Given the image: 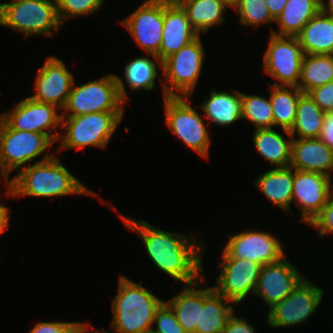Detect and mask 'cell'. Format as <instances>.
<instances>
[{
    "label": "cell",
    "mask_w": 333,
    "mask_h": 333,
    "mask_svg": "<svg viewBox=\"0 0 333 333\" xmlns=\"http://www.w3.org/2000/svg\"><path fill=\"white\" fill-rule=\"evenodd\" d=\"M122 216V217H121ZM126 228L141 236L145 250L154 266L174 280L185 285L203 279V244L195 237L155 228L149 222L139 221L119 213ZM199 242V243H198Z\"/></svg>",
    "instance_id": "obj_1"
},
{
    "label": "cell",
    "mask_w": 333,
    "mask_h": 333,
    "mask_svg": "<svg viewBox=\"0 0 333 333\" xmlns=\"http://www.w3.org/2000/svg\"><path fill=\"white\" fill-rule=\"evenodd\" d=\"M54 154L46 152L41 160L26 166L9 179L7 197L59 198L69 194L99 197L73 176Z\"/></svg>",
    "instance_id": "obj_2"
},
{
    "label": "cell",
    "mask_w": 333,
    "mask_h": 333,
    "mask_svg": "<svg viewBox=\"0 0 333 333\" xmlns=\"http://www.w3.org/2000/svg\"><path fill=\"white\" fill-rule=\"evenodd\" d=\"M163 302L140 283L120 275L117 293L112 299L110 326L117 333H143L150 330L156 310Z\"/></svg>",
    "instance_id": "obj_3"
},
{
    "label": "cell",
    "mask_w": 333,
    "mask_h": 333,
    "mask_svg": "<svg viewBox=\"0 0 333 333\" xmlns=\"http://www.w3.org/2000/svg\"><path fill=\"white\" fill-rule=\"evenodd\" d=\"M127 99L128 95L123 80L118 75L107 74L98 80L76 87L73 84L61 116L124 111Z\"/></svg>",
    "instance_id": "obj_4"
},
{
    "label": "cell",
    "mask_w": 333,
    "mask_h": 333,
    "mask_svg": "<svg viewBox=\"0 0 333 333\" xmlns=\"http://www.w3.org/2000/svg\"><path fill=\"white\" fill-rule=\"evenodd\" d=\"M124 111H105L83 114L80 116H62L61 131L58 141L59 151L85 149L94 146L106 148L112 135L122 123Z\"/></svg>",
    "instance_id": "obj_5"
},
{
    "label": "cell",
    "mask_w": 333,
    "mask_h": 333,
    "mask_svg": "<svg viewBox=\"0 0 333 333\" xmlns=\"http://www.w3.org/2000/svg\"><path fill=\"white\" fill-rule=\"evenodd\" d=\"M1 25L18 31L24 39L32 35L52 37L62 26L56 0H11L0 3Z\"/></svg>",
    "instance_id": "obj_6"
},
{
    "label": "cell",
    "mask_w": 333,
    "mask_h": 333,
    "mask_svg": "<svg viewBox=\"0 0 333 333\" xmlns=\"http://www.w3.org/2000/svg\"><path fill=\"white\" fill-rule=\"evenodd\" d=\"M200 35L162 61V72L169 83L162 82L163 97L185 96L194 93L205 60V49ZM179 93V94H178Z\"/></svg>",
    "instance_id": "obj_7"
},
{
    "label": "cell",
    "mask_w": 333,
    "mask_h": 333,
    "mask_svg": "<svg viewBox=\"0 0 333 333\" xmlns=\"http://www.w3.org/2000/svg\"><path fill=\"white\" fill-rule=\"evenodd\" d=\"M55 144L47 135L12 129L0 117V171L9 181L14 170L18 172L43 156Z\"/></svg>",
    "instance_id": "obj_8"
},
{
    "label": "cell",
    "mask_w": 333,
    "mask_h": 333,
    "mask_svg": "<svg viewBox=\"0 0 333 333\" xmlns=\"http://www.w3.org/2000/svg\"><path fill=\"white\" fill-rule=\"evenodd\" d=\"M191 97L166 96L164 100L165 123L173 135L184 144L208 159L210 136L203 122V115L194 110L190 104Z\"/></svg>",
    "instance_id": "obj_9"
},
{
    "label": "cell",
    "mask_w": 333,
    "mask_h": 333,
    "mask_svg": "<svg viewBox=\"0 0 333 333\" xmlns=\"http://www.w3.org/2000/svg\"><path fill=\"white\" fill-rule=\"evenodd\" d=\"M269 37L267 50L263 54V68L265 73L276 79L271 85L298 87L305 54L297 37L272 33Z\"/></svg>",
    "instance_id": "obj_10"
},
{
    "label": "cell",
    "mask_w": 333,
    "mask_h": 333,
    "mask_svg": "<svg viewBox=\"0 0 333 333\" xmlns=\"http://www.w3.org/2000/svg\"><path fill=\"white\" fill-rule=\"evenodd\" d=\"M53 104L34 101L30 97L18 104L0 117L14 130L36 132L47 135L54 143L58 142L61 132L62 116Z\"/></svg>",
    "instance_id": "obj_11"
},
{
    "label": "cell",
    "mask_w": 333,
    "mask_h": 333,
    "mask_svg": "<svg viewBox=\"0 0 333 333\" xmlns=\"http://www.w3.org/2000/svg\"><path fill=\"white\" fill-rule=\"evenodd\" d=\"M324 290L304 278L282 302L268 310L266 323L270 327H288L307 322V319L321 305Z\"/></svg>",
    "instance_id": "obj_12"
},
{
    "label": "cell",
    "mask_w": 333,
    "mask_h": 333,
    "mask_svg": "<svg viewBox=\"0 0 333 333\" xmlns=\"http://www.w3.org/2000/svg\"><path fill=\"white\" fill-rule=\"evenodd\" d=\"M220 272L214 289L234 304L255 293L262 265L247 259L231 258L222 251Z\"/></svg>",
    "instance_id": "obj_13"
},
{
    "label": "cell",
    "mask_w": 333,
    "mask_h": 333,
    "mask_svg": "<svg viewBox=\"0 0 333 333\" xmlns=\"http://www.w3.org/2000/svg\"><path fill=\"white\" fill-rule=\"evenodd\" d=\"M121 24L143 51L159 58L163 33V0H145Z\"/></svg>",
    "instance_id": "obj_14"
},
{
    "label": "cell",
    "mask_w": 333,
    "mask_h": 333,
    "mask_svg": "<svg viewBox=\"0 0 333 333\" xmlns=\"http://www.w3.org/2000/svg\"><path fill=\"white\" fill-rule=\"evenodd\" d=\"M276 237L263 231H243L230 236L223 250L231 258L247 259L264 266L286 256L282 241Z\"/></svg>",
    "instance_id": "obj_15"
},
{
    "label": "cell",
    "mask_w": 333,
    "mask_h": 333,
    "mask_svg": "<svg viewBox=\"0 0 333 333\" xmlns=\"http://www.w3.org/2000/svg\"><path fill=\"white\" fill-rule=\"evenodd\" d=\"M330 178L322 173L294 169L292 202L299 207L302 222L310 225L321 213L333 189Z\"/></svg>",
    "instance_id": "obj_16"
},
{
    "label": "cell",
    "mask_w": 333,
    "mask_h": 333,
    "mask_svg": "<svg viewBox=\"0 0 333 333\" xmlns=\"http://www.w3.org/2000/svg\"><path fill=\"white\" fill-rule=\"evenodd\" d=\"M35 80V94L29 97L63 109L74 84V76L64 62L58 57L47 56Z\"/></svg>",
    "instance_id": "obj_17"
},
{
    "label": "cell",
    "mask_w": 333,
    "mask_h": 333,
    "mask_svg": "<svg viewBox=\"0 0 333 333\" xmlns=\"http://www.w3.org/2000/svg\"><path fill=\"white\" fill-rule=\"evenodd\" d=\"M286 257L287 255L278 262L262 266L260 271L254 294L262 298L269 309L289 296L305 278Z\"/></svg>",
    "instance_id": "obj_18"
},
{
    "label": "cell",
    "mask_w": 333,
    "mask_h": 333,
    "mask_svg": "<svg viewBox=\"0 0 333 333\" xmlns=\"http://www.w3.org/2000/svg\"><path fill=\"white\" fill-rule=\"evenodd\" d=\"M200 34L191 26L186 12L180 5L163 0V33L159 59L163 61Z\"/></svg>",
    "instance_id": "obj_19"
},
{
    "label": "cell",
    "mask_w": 333,
    "mask_h": 333,
    "mask_svg": "<svg viewBox=\"0 0 333 333\" xmlns=\"http://www.w3.org/2000/svg\"><path fill=\"white\" fill-rule=\"evenodd\" d=\"M290 167L306 172H318L331 176L333 150L319 138H293Z\"/></svg>",
    "instance_id": "obj_20"
},
{
    "label": "cell",
    "mask_w": 333,
    "mask_h": 333,
    "mask_svg": "<svg viewBox=\"0 0 333 333\" xmlns=\"http://www.w3.org/2000/svg\"><path fill=\"white\" fill-rule=\"evenodd\" d=\"M293 181L292 167L271 168L258 176L255 184L271 203L287 214L292 211Z\"/></svg>",
    "instance_id": "obj_21"
},
{
    "label": "cell",
    "mask_w": 333,
    "mask_h": 333,
    "mask_svg": "<svg viewBox=\"0 0 333 333\" xmlns=\"http://www.w3.org/2000/svg\"><path fill=\"white\" fill-rule=\"evenodd\" d=\"M233 93L226 91L211 90L209 98L200 104V108L204 111L202 114L218 126H230L238 120L242 119V92L232 90Z\"/></svg>",
    "instance_id": "obj_22"
},
{
    "label": "cell",
    "mask_w": 333,
    "mask_h": 333,
    "mask_svg": "<svg viewBox=\"0 0 333 333\" xmlns=\"http://www.w3.org/2000/svg\"><path fill=\"white\" fill-rule=\"evenodd\" d=\"M286 138L273 128L254 129L253 142L258 153L273 168L290 167L292 135L283 129Z\"/></svg>",
    "instance_id": "obj_23"
},
{
    "label": "cell",
    "mask_w": 333,
    "mask_h": 333,
    "mask_svg": "<svg viewBox=\"0 0 333 333\" xmlns=\"http://www.w3.org/2000/svg\"><path fill=\"white\" fill-rule=\"evenodd\" d=\"M296 37L304 54L333 55V15L319 12Z\"/></svg>",
    "instance_id": "obj_24"
},
{
    "label": "cell",
    "mask_w": 333,
    "mask_h": 333,
    "mask_svg": "<svg viewBox=\"0 0 333 333\" xmlns=\"http://www.w3.org/2000/svg\"><path fill=\"white\" fill-rule=\"evenodd\" d=\"M233 302L218 293L213 286L204 288V302L200 306L199 325L195 333H222L234 313Z\"/></svg>",
    "instance_id": "obj_25"
},
{
    "label": "cell",
    "mask_w": 333,
    "mask_h": 333,
    "mask_svg": "<svg viewBox=\"0 0 333 333\" xmlns=\"http://www.w3.org/2000/svg\"><path fill=\"white\" fill-rule=\"evenodd\" d=\"M185 285L183 290L171 299L165 301L174 311L177 321L186 333H195L199 325L200 306L204 302V289L199 287L201 282ZM198 288V289H197Z\"/></svg>",
    "instance_id": "obj_26"
},
{
    "label": "cell",
    "mask_w": 333,
    "mask_h": 333,
    "mask_svg": "<svg viewBox=\"0 0 333 333\" xmlns=\"http://www.w3.org/2000/svg\"><path fill=\"white\" fill-rule=\"evenodd\" d=\"M320 12V0H288L275 23L279 31L271 30L278 36H296L304 26Z\"/></svg>",
    "instance_id": "obj_27"
},
{
    "label": "cell",
    "mask_w": 333,
    "mask_h": 333,
    "mask_svg": "<svg viewBox=\"0 0 333 333\" xmlns=\"http://www.w3.org/2000/svg\"><path fill=\"white\" fill-rule=\"evenodd\" d=\"M191 26L199 33H207L213 26L225 22L228 6L222 0H187L180 4Z\"/></svg>",
    "instance_id": "obj_28"
},
{
    "label": "cell",
    "mask_w": 333,
    "mask_h": 333,
    "mask_svg": "<svg viewBox=\"0 0 333 333\" xmlns=\"http://www.w3.org/2000/svg\"><path fill=\"white\" fill-rule=\"evenodd\" d=\"M274 127L290 131L296 119L298 102L304 94L296 86L269 85Z\"/></svg>",
    "instance_id": "obj_29"
},
{
    "label": "cell",
    "mask_w": 333,
    "mask_h": 333,
    "mask_svg": "<svg viewBox=\"0 0 333 333\" xmlns=\"http://www.w3.org/2000/svg\"><path fill=\"white\" fill-rule=\"evenodd\" d=\"M333 81V55L305 54L298 88L308 94L312 89Z\"/></svg>",
    "instance_id": "obj_30"
},
{
    "label": "cell",
    "mask_w": 333,
    "mask_h": 333,
    "mask_svg": "<svg viewBox=\"0 0 333 333\" xmlns=\"http://www.w3.org/2000/svg\"><path fill=\"white\" fill-rule=\"evenodd\" d=\"M325 112L304 93L298 102L296 119L289 131L293 138H318L322 129ZM297 133V134H296Z\"/></svg>",
    "instance_id": "obj_31"
},
{
    "label": "cell",
    "mask_w": 333,
    "mask_h": 333,
    "mask_svg": "<svg viewBox=\"0 0 333 333\" xmlns=\"http://www.w3.org/2000/svg\"><path fill=\"white\" fill-rule=\"evenodd\" d=\"M154 58L156 63L149 57H137L125 65L124 79L131 88L134 90H146L151 91L155 87V80L158 77L159 65L162 69V61L154 54H149Z\"/></svg>",
    "instance_id": "obj_32"
},
{
    "label": "cell",
    "mask_w": 333,
    "mask_h": 333,
    "mask_svg": "<svg viewBox=\"0 0 333 333\" xmlns=\"http://www.w3.org/2000/svg\"><path fill=\"white\" fill-rule=\"evenodd\" d=\"M242 119L249 120L255 129L273 128L274 116L269 99L242 92Z\"/></svg>",
    "instance_id": "obj_33"
},
{
    "label": "cell",
    "mask_w": 333,
    "mask_h": 333,
    "mask_svg": "<svg viewBox=\"0 0 333 333\" xmlns=\"http://www.w3.org/2000/svg\"><path fill=\"white\" fill-rule=\"evenodd\" d=\"M232 8L238 11L242 25L256 27L275 22L265 0H238Z\"/></svg>",
    "instance_id": "obj_34"
},
{
    "label": "cell",
    "mask_w": 333,
    "mask_h": 333,
    "mask_svg": "<svg viewBox=\"0 0 333 333\" xmlns=\"http://www.w3.org/2000/svg\"><path fill=\"white\" fill-rule=\"evenodd\" d=\"M105 0H56L59 21L67 22L69 18L91 15L101 9Z\"/></svg>",
    "instance_id": "obj_35"
},
{
    "label": "cell",
    "mask_w": 333,
    "mask_h": 333,
    "mask_svg": "<svg viewBox=\"0 0 333 333\" xmlns=\"http://www.w3.org/2000/svg\"><path fill=\"white\" fill-rule=\"evenodd\" d=\"M156 333H186L177 321L172 308L164 301L156 310L154 321Z\"/></svg>",
    "instance_id": "obj_36"
},
{
    "label": "cell",
    "mask_w": 333,
    "mask_h": 333,
    "mask_svg": "<svg viewBox=\"0 0 333 333\" xmlns=\"http://www.w3.org/2000/svg\"><path fill=\"white\" fill-rule=\"evenodd\" d=\"M310 225L315 229H319L320 237H324L328 233L333 234V189L330 191L326 205L321 213Z\"/></svg>",
    "instance_id": "obj_37"
},
{
    "label": "cell",
    "mask_w": 333,
    "mask_h": 333,
    "mask_svg": "<svg viewBox=\"0 0 333 333\" xmlns=\"http://www.w3.org/2000/svg\"><path fill=\"white\" fill-rule=\"evenodd\" d=\"M308 94L324 112L333 111V81L312 89Z\"/></svg>",
    "instance_id": "obj_38"
},
{
    "label": "cell",
    "mask_w": 333,
    "mask_h": 333,
    "mask_svg": "<svg viewBox=\"0 0 333 333\" xmlns=\"http://www.w3.org/2000/svg\"><path fill=\"white\" fill-rule=\"evenodd\" d=\"M76 322H38L29 333H70Z\"/></svg>",
    "instance_id": "obj_39"
},
{
    "label": "cell",
    "mask_w": 333,
    "mask_h": 333,
    "mask_svg": "<svg viewBox=\"0 0 333 333\" xmlns=\"http://www.w3.org/2000/svg\"><path fill=\"white\" fill-rule=\"evenodd\" d=\"M232 314L226 322L222 333H256V329L243 317Z\"/></svg>",
    "instance_id": "obj_40"
},
{
    "label": "cell",
    "mask_w": 333,
    "mask_h": 333,
    "mask_svg": "<svg viewBox=\"0 0 333 333\" xmlns=\"http://www.w3.org/2000/svg\"><path fill=\"white\" fill-rule=\"evenodd\" d=\"M318 138L333 150V111L325 112L322 129Z\"/></svg>",
    "instance_id": "obj_41"
},
{
    "label": "cell",
    "mask_w": 333,
    "mask_h": 333,
    "mask_svg": "<svg viewBox=\"0 0 333 333\" xmlns=\"http://www.w3.org/2000/svg\"><path fill=\"white\" fill-rule=\"evenodd\" d=\"M271 16L276 18L281 14L288 0H265Z\"/></svg>",
    "instance_id": "obj_42"
},
{
    "label": "cell",
    "mask_w": 333,
    "mask_h": 333,
    "mask_svg": "<svg viewBox=\"0 0 333 333\" xmlns=\"http://www.w3.org/2000/svg\"><path fill=\"white\" fill-rule=\"evenodd\" d=\"M9 210H10L9 207L4 206L3 204L0 205V235H2L10 225Z\"/></svg>",
    "instance_id": "obj_43"
},
{
    "label": "cell",
    "mask_w": 333,
    "mask_h": 333,
    "mask_svg": "<svg viewBox=\"0 0 333 333\" xmlns=\"http://www.w3.org/2000/svg\"><path fill=\"white\" fill-rule=\"evenodd\" d=\"M90 325H88L87 323H81V322H76L74 324V326L72 327L70 333H113V332H106L104 329L100 330V329H95V331L93 332H89L88 330L90 329Z\"/></svg>",
    "instance_id": "obj_44"
},
{
    "label": "cell",
    "mask_w": 333,
    "mask_h": 333,
    "mask_svg": "<svg viewBox=\"0 0 333 333\" xmlns=\"http://www.w3.org/2000/svg\"><path fill=\"white\" fill-rule=\"evenodd\" d=\"M320 12L328 15H333V0H328V2L320 0Z\"/></svg>",
    "instance_id": "obj_45"
},
{
    "label": "cell",
    "mask_w": 333,
    "mask_h": 333,
    "mask_svg": "<svg viewBox=\"0 0 333 333\" xmlns=\"http://www.w3.org/2000/svg\"><path fill=\"white\" fill-rule=\"evenodd\" d=\"M224 1L228 6H230V8H232L238 0H222Z\"/></svg>",
    "instance_id": "obj_46"
},
{
    "label": "cell",
    "mask_w": 333,
    "mask_h": 333,
    "mask_svg": "<svg viewBox=\"0 0 333 333\" xmlns=\"http://www.w3.org/2000/svg\"><path fill=\"white\" fill-rule=\"evenodd\" d=\"M169 3L175 4V5H180L181 3L187 1V0H166Z\"/></svg>",
    "instance_id": "obj_47"
},
{
    "label": "cell",
    "mask_w": 333,
    "mask_h": 333,
    "mask_svg": "<svg viewBox=\"0 0 333 333\" xmlns=\"http://www.w3.org/2000/svg\"><path fill=\"white\" fill-rule=\"evenodd\" d=\"M1 172V171H0ZM0 175L4 178V185H6L5 187H8V184H9V181L3 176V174L2 173H0ZM1 176H0V178H1ZM1 187V186H0Z\"/></svg>",
    "instance_id": "obj_48"
},
{
    "label": "cell",
    "mask_w": 333,
    "mask_h": 333,
    "mask_svg": "<svg viewBox=\"0 0 333 333\" xmlns=\"http://www.w3.org/2000/svg\"><path fill=\"white\" fill-rule=\"evenodd\" d=\"M143 333H156V332L153 329H150V330L144 331Z\"/></svg>",
    "instance_id": "obj_49"
}]
</instances>
